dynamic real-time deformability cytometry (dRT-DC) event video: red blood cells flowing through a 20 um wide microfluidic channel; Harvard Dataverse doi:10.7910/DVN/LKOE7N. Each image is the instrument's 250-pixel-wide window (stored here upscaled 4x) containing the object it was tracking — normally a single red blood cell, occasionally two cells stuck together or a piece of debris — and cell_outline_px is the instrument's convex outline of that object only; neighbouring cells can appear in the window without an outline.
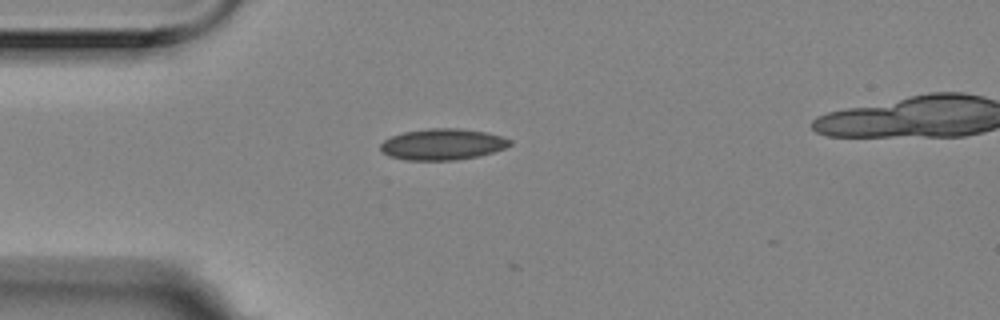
{"species": "Egyptian fruit bat (a non-hibernating species)", "species_latin": "Rousettus aegyptiacus", "temperature_condition": "room temperature", "stored_images_in_passage": 2, "camera_frame_rate_fps": 3000, "um_per_image_px": 0.085, "animal": {"sex": "female"}, "frame": {"image": 1, "passage_image": 1, "time_ms": 0.0, "image_size_px": [1000, 320], "cell_outline_px": [[512, 144], [504, 148], [480, 156], [456, 160], [404, 160], [388, 156], [380, 148], [380, 144], [384, 140], [392, 136], [404, 132], [428, 128], [460, 128], [484, 132], [500, 136], [512, 140]], "centroid_in_image_um": [37.61, 12.27], "position_along_channel_um": 47.4, "area_um2": 23.52}}